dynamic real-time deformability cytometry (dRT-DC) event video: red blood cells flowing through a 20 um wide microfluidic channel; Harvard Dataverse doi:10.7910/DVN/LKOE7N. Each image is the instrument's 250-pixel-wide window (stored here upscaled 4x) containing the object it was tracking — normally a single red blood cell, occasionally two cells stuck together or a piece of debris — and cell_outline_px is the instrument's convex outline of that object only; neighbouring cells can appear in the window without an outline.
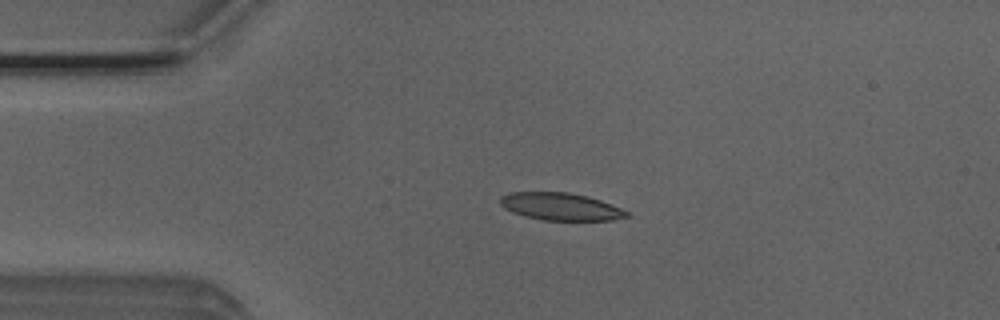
{"species": "Egyptian fruit bat (a non-hibernating species)", "species_latin": "Rousettus aegyptiacus", "temperature_condition": "room temperature", "stored_images_in_passage": 53, "camera_frame_rate_fps": 3000, "um_per_image_px": 0.085, "animal": {"sex": "male"}, "frame": {"image": 1, "passage_image": 11, "time_ms": 3.333, "image_size_px": [1000, 320], "cell_outline_px": [[632, 216], [612, 220], [544, 220], [524, 216], [512, 212], [504, 208], [500, 204], [500, 196], [508, 192], [568, 192], [588, 196], [600, 200], [620, 208], [628, 212]], "centroid_in_image_um": [47.63, 17.55], "position_along_channel_um": 37.4, "area_um2": 20.29}}
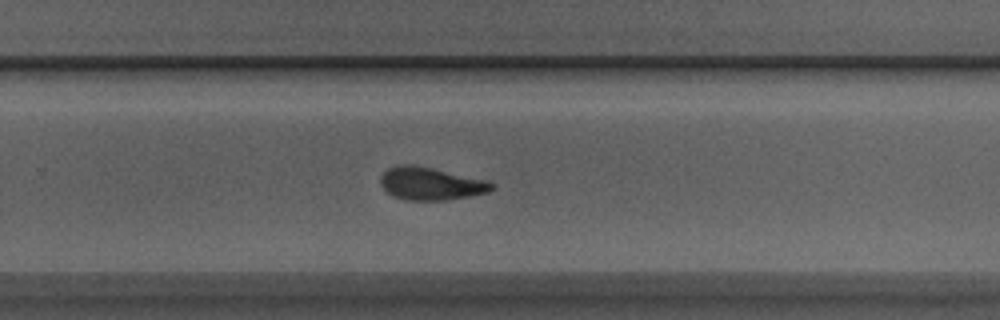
{"frame": {"image": 2, "passage_image": 33, "time_ms": 10.667, "image_size_px": [1000, 320], "cell_outline_px": [[496, 188], [488, 192], [468, 196], [444, 200], [408, 200], [392, 196], [380, 184], [380, 176], [388, 168], [400, 164], [412, 164], [432, 168], [488, 180], [496, 184]], "centroid_in_image_um": [36.63, 15.6], "position_along_channel_um": 293.2, "area_um2": 21.27}}
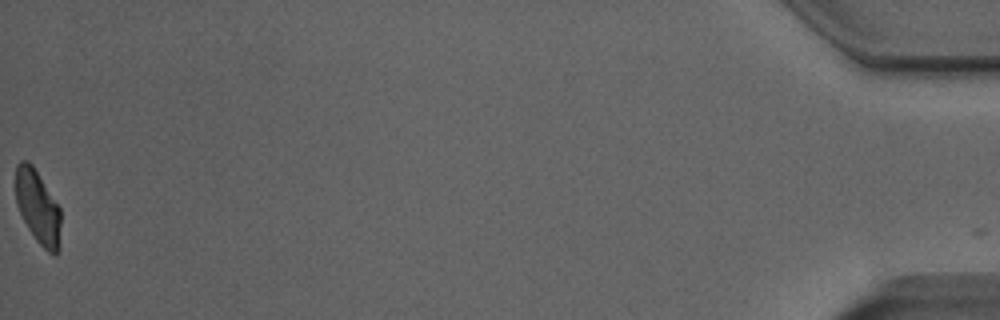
{"frame": {"image": 3, "passage_image": 52, "time_ms": 17.0, "image_size_px": [1000, 320], "cell_outline_px": [[60, 248], [56, 256], [52, 256], [36, 240], [28, 228], [16, 204], [16, 164], [20, 160], [28, 160], [32, 164], [60, 208]], "centroid_in_image_um": [3.23, 17.62], "position_along_channel_um": 432.0, "area_um2": 19.36}, "authors_computed_cell_mechanics": {"area_um2": 21.097, "velocity_mm_per_s": 3.9093, "shape_relaxation_time_tau1_ms": 4.8722, "shape_relaxation_time_tau2_ms": 2.6225, "deformation_change_tau1": 0.1458, "deformation_change_tau2": 0.1}}